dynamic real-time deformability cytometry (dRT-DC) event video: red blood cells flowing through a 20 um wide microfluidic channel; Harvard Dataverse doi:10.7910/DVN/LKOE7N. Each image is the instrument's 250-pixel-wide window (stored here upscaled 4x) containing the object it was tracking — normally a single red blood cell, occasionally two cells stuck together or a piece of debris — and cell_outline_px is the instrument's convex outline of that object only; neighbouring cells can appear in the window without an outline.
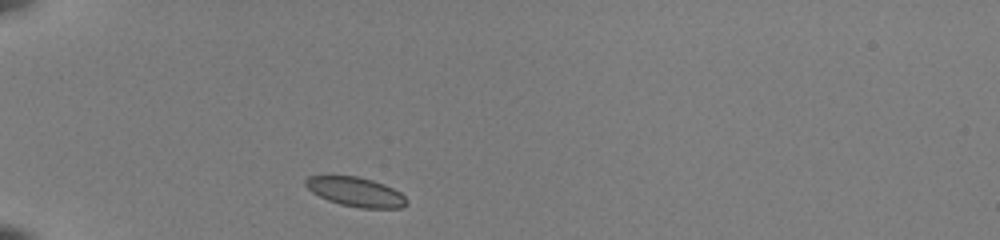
{"species": "common noctule bat (a hibernating species)", "species_latin": "Nyctalus noctula", "temperature_condition": "room temperature", "stored_images_in_passage": 37, "camera_frame_rate_fps": 3000, "um_per_image_px": 0.085, "animal": {"sex": "female", "body_mass_g": 22.0, "forearm_length_mm": 56.7}, "frame": {"image": 1, "passage_image": 2, "time_ms": 0.333, "image_size_px": [1000, 240], "cell_outline_px": [[408, 204], [400, 208], [360, 208], [340, 204], [328, 200], [312, 192], [304, 184], [304, 180], [308, 176], [356, 176], [372, 180], [384, 184], [400, 192], [408, 200]], "centroid_in_image_um": [30.25, 16.31], "position_along_channel_um": 54.8, "area_um2": 17.22}}
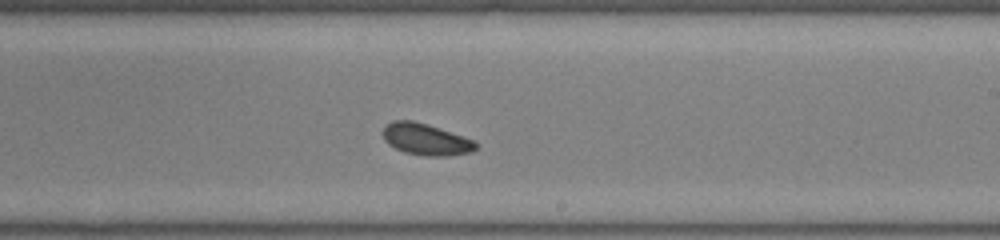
{"frame": {"image": 2, "passage_image": 19, "time_ms": 6.0, "image_size_px": [1000, 240], "cell_outline_px": [[480, 144], [472, 152], [448, 156], [424, 156], [404, 152], [388, 144], [384, 140], [384, 128], [392, 120], [412, 120], [428, 124], [476, 140]], "centroid_in_image_um": [36.26, 11.85], "position_along_channel_um": 252.7, "area_um2": 17.28}}
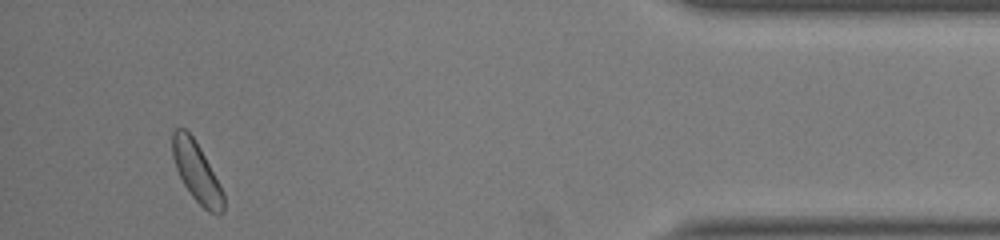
{"frame": {"image": 3, "passage_image": 35, "time_ms": 11.333, "image_size_px": [1000, 240], "cell_outline_px": [[224, 212], [220, 216], [216, 216], [208, 212], [192, 196], [184, 184], [176, 168], [172, 156], [172, 132], [176, 128], [184, 128], [192, 136], [200, 148], [220, 184], [224, 192]], "centroid_in_image_um": [16.74, 14.66], "position_along_channel_um": 418.5, "area_um2": 17.8}, "authors_computed_cell_mechanics": {"area_um2": 17.2822, "velocity_mm_per_s": 3.9494, "shape_relaxation_time_tau1_ms": 6.3592, "shape_relaxation_time_tau2_ms": null, "deformation_change_tau1": 0.1028, "deformation_change_tau2": null}}